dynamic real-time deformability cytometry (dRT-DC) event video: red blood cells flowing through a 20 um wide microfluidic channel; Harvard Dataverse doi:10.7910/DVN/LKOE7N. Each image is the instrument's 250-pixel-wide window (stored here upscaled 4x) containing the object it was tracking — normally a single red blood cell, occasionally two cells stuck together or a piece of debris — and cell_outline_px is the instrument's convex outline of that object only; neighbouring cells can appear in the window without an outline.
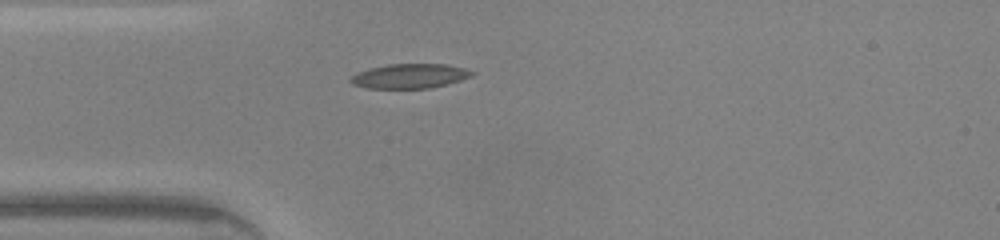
{"species": "common noctule bat (a hibernating species)", "species_latin": "Nyctalus noctula", "temperature_condition": "warm", "stored_images_in_passage": 34, "camera_frame_rate_fps": 3000, "um_per_image_px": 0.085, "animal": {"sex": "male", "body_mass_g": 20.0, "forearm_length_mm": 53.3}, "frame": {"image": 1, "passage_image": 1, "time_ms": 0.0, "image_size_px": [1000, 240], "cell_outline_px": [[476, 72], [472, 76], [448, 84], [432, 88], [364, 88], [352, 84], [348, 80], [356, 72], [368, 68], [388, 64], [448, 64], [464, 68]], "centroid_in_image_um": [34.81, 6.46], "position_along_channel_um": 50.2, "area_um2": 17.57}}
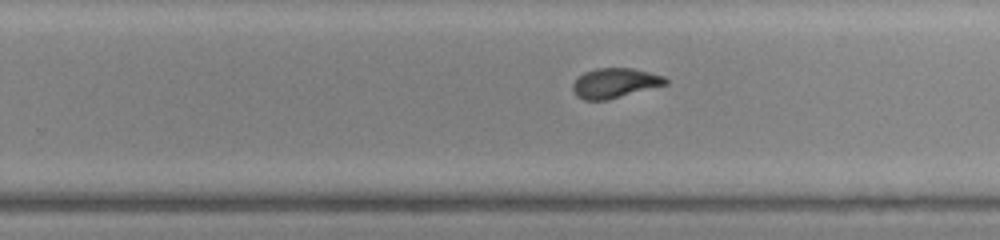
{"frame": {"image": 2, "passage_image": 17, "time_ms": 5.333, "image_size_px": [1000, 240], "cell_outline_px": [[668, 84], [608, 100], [584, 100], [576, 96], [572, 92], [572, 84], [584, 72], [596, 68], [632, 68], [664, 76], [668, 80]], "centroid_in_image_um": [52.25, 7.07], "position_along_channel_um": 277.5, "area_um2": 16.18}}
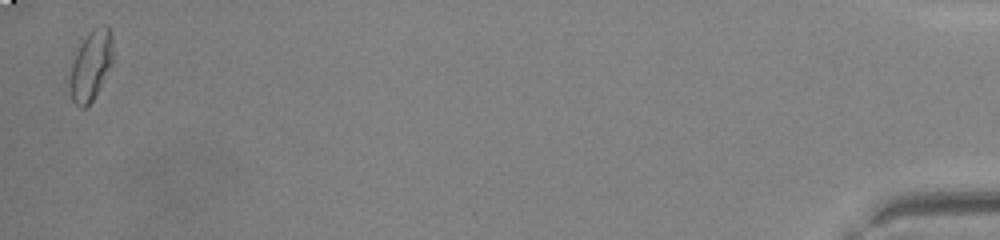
{"frame": {"image": 3, "passage_image": 34, "time_ms": 11.0, "image_size_px": [1000, 240], "cell_outline_px": [[112, 60], [100, 88], [92, 100], [84, 108], [80, 108], [72, 100], [68, 88], [68, 80], [72, 64], [76, 52], [80, 44], [100, 24], [108, 24], [112, 32]], "centroid_in_image_um": [7.71, 5.58], "position_along_channel_um": 427.5, "area_um2": 17.46}, "authors_computed_cell_mechanics": {"area_um2": 16.5597, "velocity_mm_per_s": 4.3933, "shape_relaxation_time_tau1_ms": 3.9243, "shape_relaxation_time_tau2_ms": 1.8464, "deformation_change_tau1": 0.1783, "deformation_change_tau2": 0.0618}}